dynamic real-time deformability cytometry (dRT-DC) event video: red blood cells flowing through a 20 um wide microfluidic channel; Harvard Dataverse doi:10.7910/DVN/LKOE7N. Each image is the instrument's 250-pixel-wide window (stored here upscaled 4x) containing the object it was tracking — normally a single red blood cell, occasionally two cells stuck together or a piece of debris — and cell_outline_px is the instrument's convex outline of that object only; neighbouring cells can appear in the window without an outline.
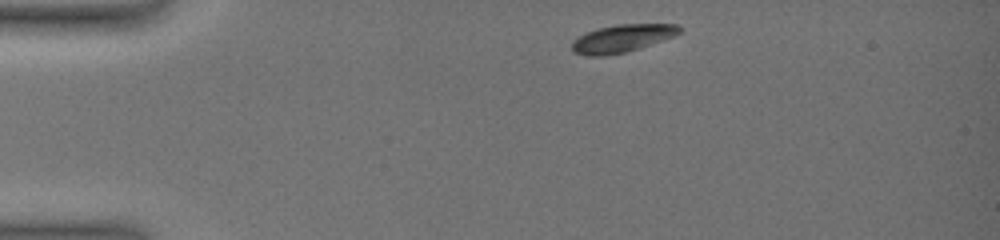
{"species": "common noctule bat (a hibernating species)", "species_latin": "Nyctalus noctula", "temperature_condition": "warm", "stored_images_in_passage": 14, "camera_frame_rate_fps": 3000, "um_per_image_px": 0.085, "animal": {"sex": "female", "body_mass_g": 19.0, "forearm_length_mm": 51.5}, "frame": {"image": 1, "passage_image": 1, "time_ms": 0.0, "image_size_px": [1000, 240], "cell_outline_px": [[684, 28], [676, 36], [624, 52], [604, 56], [588, 56], [572, 52], [572, 40], [596, 28], [616, 24], [676, 24]], "centroid_in_image_um": [52.88, 3.25], "position_along_channel_um": 32.1, "area_um2": 17.34}}
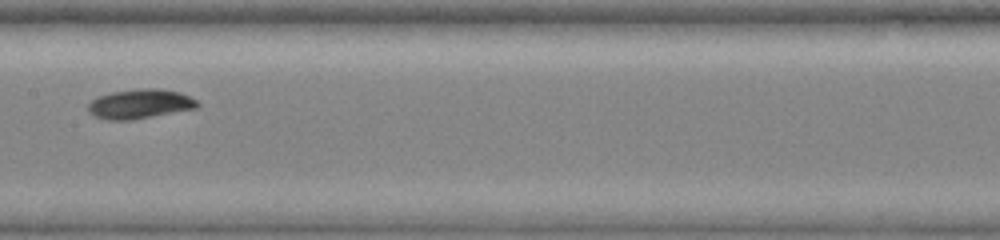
{"frame": {"image": 2, "passage_image": 13, "time_ms": 5.667, "image_size_px": [1000, 240], "cell_outline_px": [[200, 104], [196, 108], [132, 120], [108, 120], [96, 116], [88, 112], [88, 104], [92, 100], [100, 96], [112, 92], [140, 88], [156, 88], [180, 92], [196, 100]], "centroid_in_image_um": [11.89, 8.83], "position_along_channel_um": 195.5, "area_um2": 18.61}}
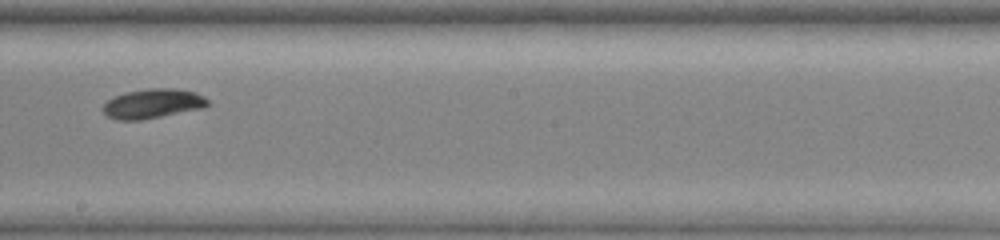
{"frame": {"image": 3, "passage_image": 14, "time_ms": 6.667, "image_size_px": [1000, 240], "cell_outline_px": [[208, 104], [204, 108], [140, 120], [116, 120], [108, 116], [100, 108], [112, 96], [124, 92], [148, 88], [176, 88], [196, 92], [204, 96], [208, 100]], "centroid_in_image_um": [12.96, 8.79], "position_along_channel_um": 235.2, "area_um2": 18.21}}